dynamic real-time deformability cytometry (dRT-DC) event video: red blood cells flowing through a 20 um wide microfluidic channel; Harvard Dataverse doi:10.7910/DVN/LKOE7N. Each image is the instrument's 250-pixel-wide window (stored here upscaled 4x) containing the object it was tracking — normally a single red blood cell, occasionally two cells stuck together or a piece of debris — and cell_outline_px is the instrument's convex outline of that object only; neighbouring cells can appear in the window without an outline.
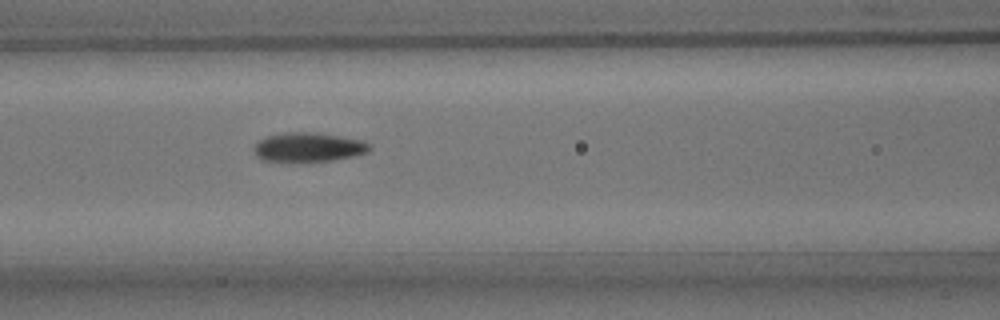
{"species": "common noctule bat (a hibernating species)", "species_latin": "Nyctalus noctula", "temperature_condition": "room temperature", "stored_images_in_passage": 3, "camera_frame_rate_fps": 3000, "um_per_image_px": 0.085, "animal": {"sex": "male", "body_mass_g": 15.6}, "frame": {"image": 1, "passage_image": 3, "time_ms": 3.333, "image_size_px": [1000, 320], "cell_outline_px": [[372, 148], [368, 152], [352, 156], [332, 160], [296, 164], [288, 164], [260, 160], [256, 156], [252, 148], [260, 140], [268, 136], [288, 132], [308, 132], [340, 136], [360, 140], [368, 144]], "centroid_in_image_um": [26.13, 12.57], "position_along_channel_um": 140.5, "area_um2": 20.23}}